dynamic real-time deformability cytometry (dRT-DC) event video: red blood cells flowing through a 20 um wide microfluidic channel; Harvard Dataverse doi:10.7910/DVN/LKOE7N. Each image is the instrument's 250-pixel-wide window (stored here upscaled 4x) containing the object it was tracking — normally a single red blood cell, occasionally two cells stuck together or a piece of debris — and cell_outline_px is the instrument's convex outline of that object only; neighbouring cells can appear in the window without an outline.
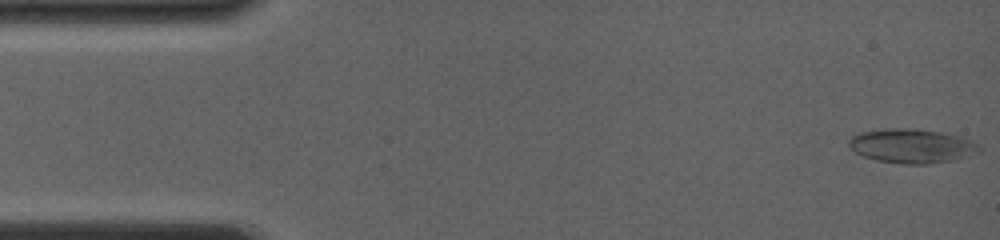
{"species": "common noctule bat (a hibernating species)", "species_latin": "Nyctalus noctula", "temperature_condition": "room temperature", "stored_images_in_passage": 41, "camera_frame_rate_fps": 4000, "um_per_image_px": 0.085, "animal": {"sex": "female", "body_mass_g": 19.0, "forearm_length_mm": 56.7}, "frame": {"image": 1, "passage_image": 1, "time_ms": 0.0, "image_size_px": [1000, 240], "cell_outline_px": [[980, 152], [952, 160], [928, 164], [904, 164], [876, 160], [864, 156], [848, 148], [848, 140], [852, 136], [860, 132], [884, 128], [916, 128], [940, 132], [960, 136], [972, 140], [980, 144]], "centroid_in_image_um": [77.49, 12.39], "position_along_channel_um": 7.5, "area_um2": 26.18}}
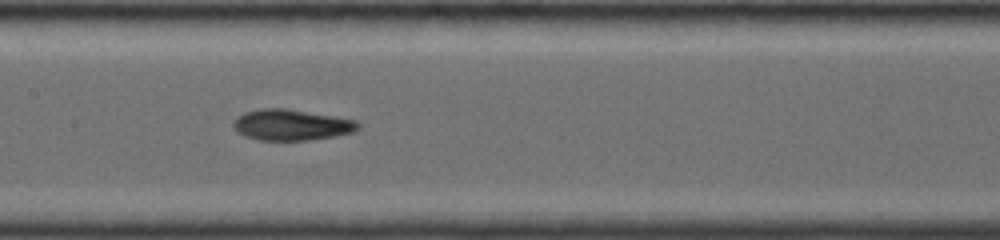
{"frame": {"image": 2, "passage_image": 25, "time_ms": 7.25, "image_size_px": [1000, 240], "cell_outline_px": [[360, 128], [356, 132], [336, 136], [308, 140], [260, 140], [244, 136], [236, 132], [232, 124], [236, 116], [244, 112], [260, 108], [284, 108], [356, 120], [360, 124]], "centroid_in_image_um": [24.75, 10.62], "position_along_channel_um": 182.6, "area_um2": 22.66}}
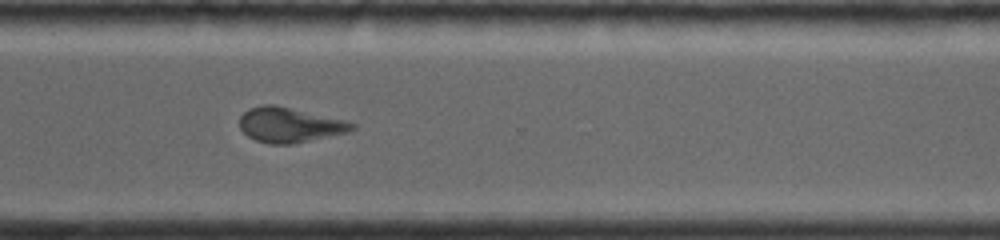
{"frame": {"image": 3, "passage_image": 40, "time_ms": 11.25, "image_size_px": [1000, 240], "cell_outline_px": [[356, 128], [348, 132], [292, 144], [272, 144], [256, 140], [248, 136], [240, 128], [240, 116], [248, 108], [264, 104], [276, 104], [344, 120], [356, 124]], "centroid_in_image_um": [24.6, 10.6], "position_along_channel_um": 346.0, "area_um2": 22.83}}